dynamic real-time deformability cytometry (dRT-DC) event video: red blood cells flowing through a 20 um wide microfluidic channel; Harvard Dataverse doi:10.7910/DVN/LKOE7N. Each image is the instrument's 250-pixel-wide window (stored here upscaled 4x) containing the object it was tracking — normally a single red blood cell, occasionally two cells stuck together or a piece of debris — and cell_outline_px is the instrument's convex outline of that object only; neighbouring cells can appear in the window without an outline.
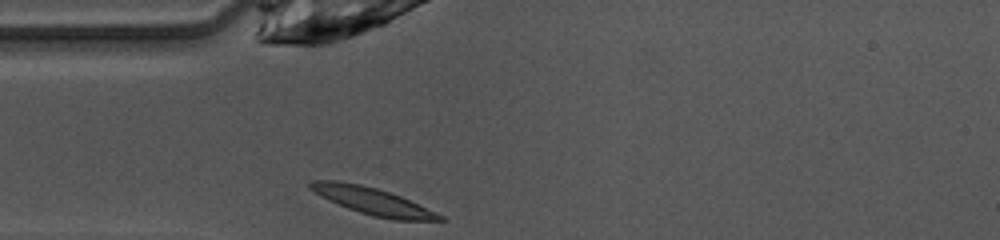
{"species": "common noctule bat (a hibernating species)", "species_latin": "Nyctalus noctula", "temperature_condition": "warm", "stored_images_in_passage": 27, "camera_frame_rate_fps": 3000, "um_per_image_px": 0.085, "animal": {"sex": "female", "body_mass_g": 10.0, "forearm_length_mm": 53.1}, "frame": {"image": 1, "passage_image": 1, "time_ms": 0.0, "image_size_px": [1000, 240], "cell_outline_px": [[444, 220], [392, 220], [372, 216], [348, 208], [328, 200], [320, 196], [308, 188], [308, 184], [312, 180], [336, 180], [360, 184], [376, 188], [400, 196], [444, 216]], "centroid_in_image_um": [31.61, 17.09], "position_along_channel_um": 53.4, "area_um2": 20.17}}
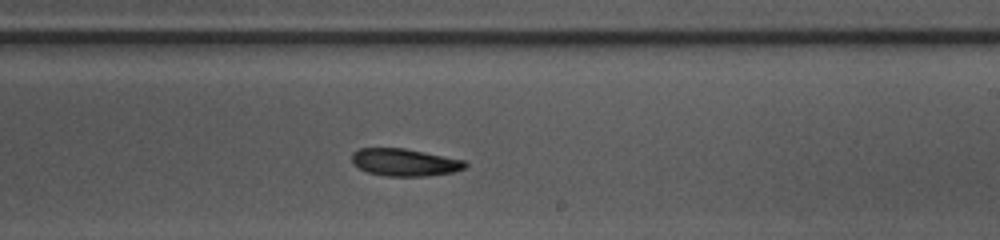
{"frame": {"image": 2, "passage_image": 16, "time_ms": 5.0, "image_size_px": [1000, 240], "cell_outline_px": [[468, 164], [464, 168], [452, 172], [428, 176], [384, 176], [368, 172], [352, 164], [352, 152], [360, 148], [404, 148], [464, 160]], "centroid_in_image_um": [34.37, 13.8], "position_along_channel_um": 254.6, "area_um2": 18.03}}
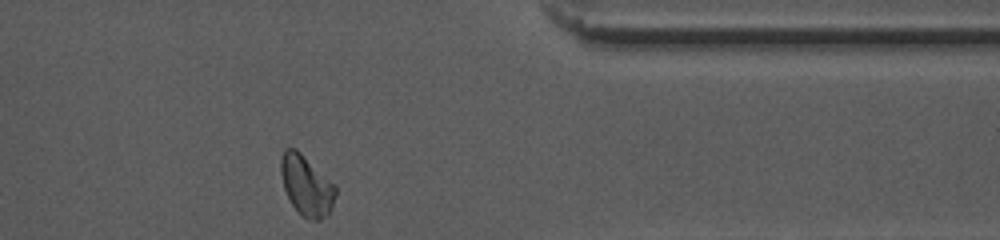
{"frame": {"image": 3, "passage_image": 27, "time_ms": 8.667, "image_size_px": [1000, 240], "cell_outline_px": [[336, 192], [332, 208], [320, 220], [312, 220], [304, 216], [292, 204], [284, 188], [280, 172], [280, 160], [284, 148], [296, 148], [336, 184]], "centroid_in_image_um": [26.05, 15.72], "position_along_channel_um": 385.3, "area_um2": 19.13}, "authors_computed_cell_mechanics": {"area_um2": 18.7272, "velocity_mm_per_s": 4.0748, "shape_relaxation_time_tau1_ms": 2.9513, "shape_relaxation_time_tau2_ms": null, "deformation_change_tau1": 0.0956, "deformation_change_tau2": null}}